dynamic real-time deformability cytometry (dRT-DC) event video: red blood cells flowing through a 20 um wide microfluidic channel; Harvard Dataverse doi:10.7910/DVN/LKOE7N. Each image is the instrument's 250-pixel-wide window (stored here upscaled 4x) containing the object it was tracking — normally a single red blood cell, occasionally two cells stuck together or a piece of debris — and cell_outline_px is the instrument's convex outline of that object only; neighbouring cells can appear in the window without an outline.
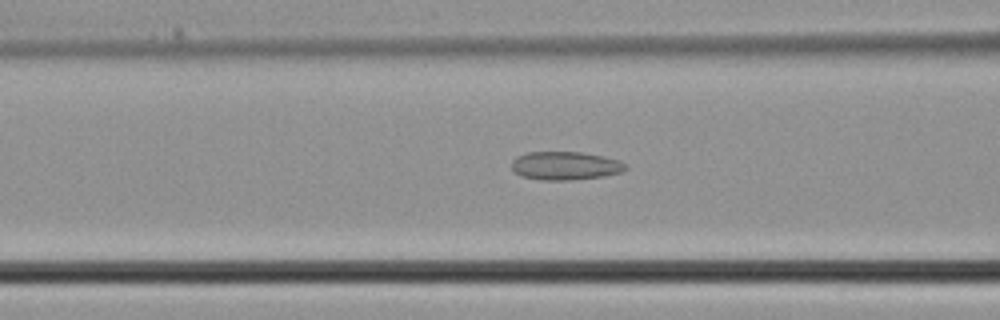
{"species": "common noctule bat (a hibernating species)", "species_latin": "Nyctalus noctula", "temperature_condition": "cold", "stored_images_in_passage": 31, "camera_frame_rate_fps": 3000, "um_per_image_px": 0.085, "animal": {"sex": "male", "body_mass_g": 21.5, "forearm_length_mm": 52.0}, "frame": {"image": 1, "passage_image": 9, "time_ms": 2.667, "image_size_px": [1000, 320], "cell_outline_px": [[628, 168], [620, 172], [604, 176], [572, 180], [540, 180], [520, 176], [512, 168], [512, 160], [516, 156], [528, 152], [584, 152], [604, 156], [620, 160], [628, 164]], "centroid_in_image_um": [48.07, 14.08], "position_along_channel_um": 118.5, "area_um2": 19.07}}
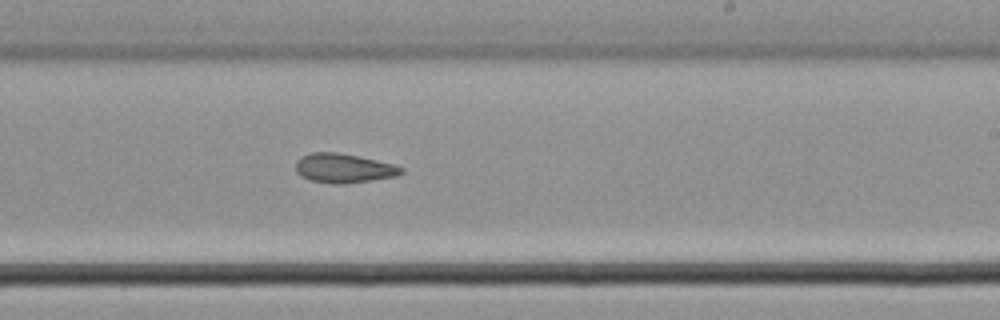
{"frame": {"image": 2, "passage_image": 17, "time_ms": 5.333, "image_size_px": [1000, 320], "cell_outline_px": [[404, 172], [396, 176], [372, 180], [344, 184], [336, 184], [312, 180], [300, 176], [296, 172], [296, 160], [300, 156], [312, 152], [336, 152], [360, 156], [392, 164], [404, 168]], "centroid_in_image_um": [29.2, 14.29], "position_along_channel_um": 259.8, "area_um2": 18.03}}
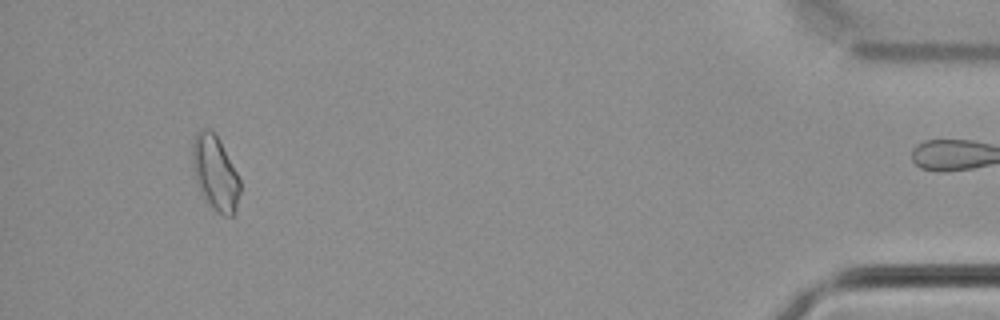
{"frame": {"image": 3, "passage_image": 30, "time_ms": 9.667, "image_size_px": [1000, 320], "cell_outline_px": [[240, 192], [232, 216], [224, 216], [212, 208], [204, 196], [196, 180], [192, 160], [192, 144], [196, 132], [204, 128], [208, 128], [220, 140], [240, 180]], "centroid_in_image_um": [18.28, 14.67], "position_along_channel_um": 416.9, "area_um2": 20.17}}